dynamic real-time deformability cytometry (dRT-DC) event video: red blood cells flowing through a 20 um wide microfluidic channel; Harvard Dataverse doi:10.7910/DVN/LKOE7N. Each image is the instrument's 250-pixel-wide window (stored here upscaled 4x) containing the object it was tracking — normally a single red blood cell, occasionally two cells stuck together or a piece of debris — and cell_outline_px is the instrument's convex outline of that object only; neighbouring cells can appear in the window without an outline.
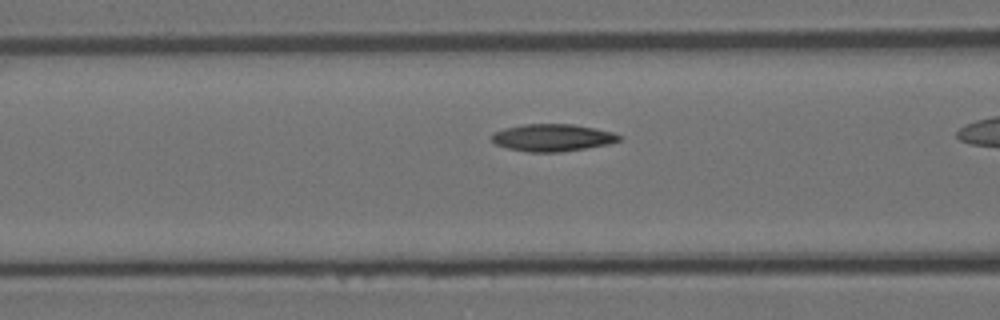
{"species": "Egyptian fruit bat (a non-hibernating species)", "species_latin": "Rousettus aegyptiacus", "temperature_condition": "room temperature", "stored_images_in_passage": 30, "camera_frame_rate_fps": 3000, "um_per_image_px": 0.085, "animal": {"sex": "female"}, "frame": {"image": 1, "passage_image": 8, "time_ms": 2.333, "image_size_px": [1000, 320], "cell_outline_px": [[624, 136], [620, 140], [608, 144], [560, 152], [528, 152], [508, 148], [496, 144], [492, 140], [492, 136], [496, 132], [504, 128], [524, 124], [572, 124], [612, 132]], "centroid_in_image_um": [46.97, 11.7], "position_along_channel_um": 119.6, "area_um2": 20.0}}
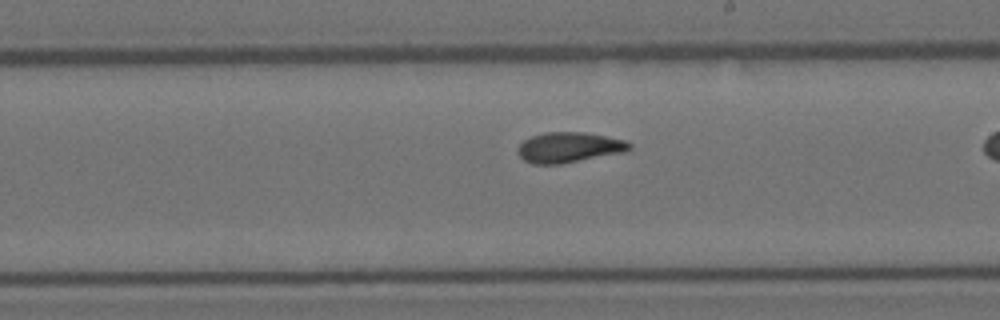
{"frame": {"image": 2, "passage_image": 18, "time_ms": 5.667, "image_size_px": [1000, 320], "cell_outline_px": [[632, 148], [628, 152], [560, 164], [532, 164], [524, 160], [516, 152], [520, 144], [524, 140], [532, 136], [544, 132], [584, 132], [624, 140], [632, 144]], "centroid_in_image_um": [48.39, 12.53], "position_along_channel_um": 240.6, "area_um2": 19.88}}
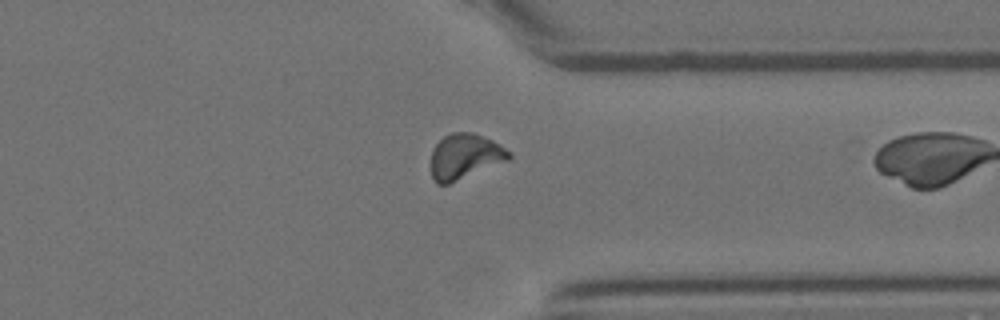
{"frame": {"image": 3, "passage_image": 29, "time_ms": 9.333, "image_size_px": [1000, 320], "cell_outline_px": [[512, 156], [508, 160], [448, 184], [436, 184], [432, 176], [432, 148], [444, 136], [452, 132], [472, 132], [492, 140], [500, 144], [512, 152]], "centroid_in_image_um": [39.52, 13.28], "position_along_channel_um": 371.9, "area_um2": 20.46}}